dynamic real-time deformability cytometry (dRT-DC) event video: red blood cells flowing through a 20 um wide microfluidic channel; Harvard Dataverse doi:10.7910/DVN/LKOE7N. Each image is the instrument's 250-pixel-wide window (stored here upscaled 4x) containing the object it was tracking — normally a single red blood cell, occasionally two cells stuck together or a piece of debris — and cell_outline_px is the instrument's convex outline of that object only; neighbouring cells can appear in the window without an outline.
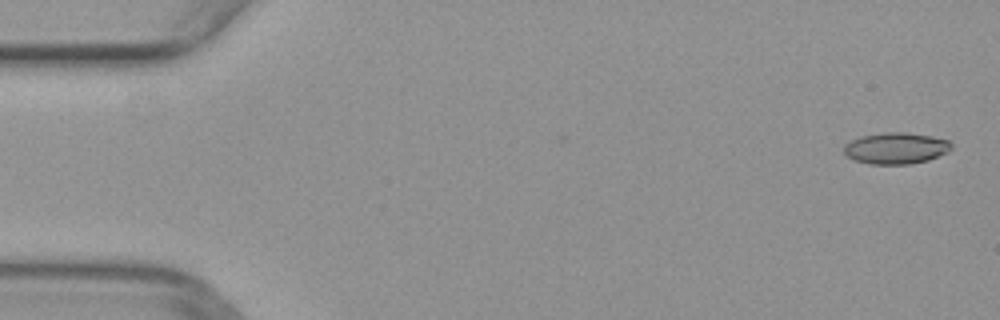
{"species": "common noctule bat (a hibernating species)", "species_latin": "Nyctalus noctula", "temperature_condition": "warm", "stored_images_in_passage": 44, "camera_frame_rate_fps": 3000, "um_per_image_px": 0.085, "animal": {"sex": "female", "body_mass_g": 29.2, "forearm_length_mm": 56.3}, "frame": {"image": 1, "passage_image": 2, "time_ms": 0.333, "image_size_px": [1000, 320], "cell_outline_px": [[952, 148], [948, 152], [928, 160], [912, 164], [868, 164], [856, 160], [848, 156], [844, 152], [844, 144], [860, 136], [884, 132], [904, 132], [932, 136], [948, 140], [952, 144]], "centroid_in_image_um": [76.17, 12.59], "position_along_channel_um": 8.8, "area_um2": 19.71}}
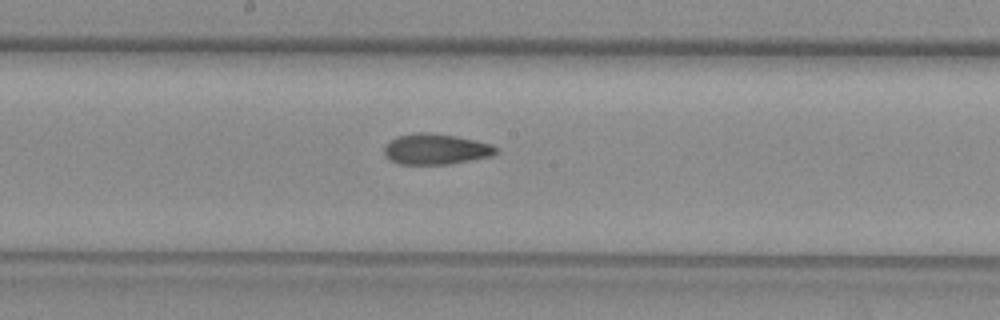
{"frame": {"image": 2, "passage_image": 27, "time_ms": 8.667, "image_size_px": [1000, 320], "cell_outline_px": [[500, 152], [492, 156], [448, 164], [400, 164], [384, 156], [384, 148], [388, 140], [396, 136], [412, 132], [432, 132], [456, 136], [476, 140], [492, 144]], "centroid_in_image_um": [37.03, 12.66], "position_along_channel_um": 211.2, "area_um2": 20.29}}
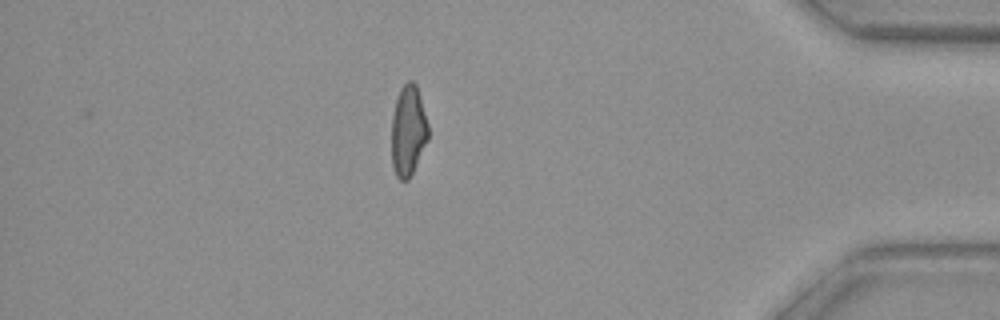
{"frame": {"image": 3, "passage_image": 44, "time_ms": 14.333, "image_size_px": [1000, 320], "cell_outline_px": [[428, 140], [408, 180], [400, 180], [396, 176], [392, 168], [392, 116], [396, 100], [400, 88], [408, 80], [412, 80], [416, 84], [420, 96], [428, 124]], "centroid_in_image_um": [34.69, 11.1], "position_along_channel_um": 400.5, "area_um2": 19.31}}